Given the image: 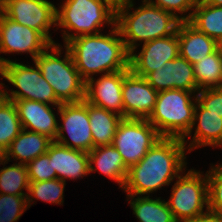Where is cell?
<instances>
[{"label":"cell","instance_id":"obj_1","mask_svg":"<svg viewBox=\"0 0 222 222\" xmlns=\"http://www.w3.org/2000/svg\"><path fill=\"white\" fill-rule=\"evenodd\" d=\"M186 144L179 138L162 137L135 165L128 169L124 187L127 195H149L177 179L186 166ZM175 177V178H174Z\"/></svg>","mask_w":222,"mask_h":222},{"label":"cell","instance_id":"obj_2","mask_svg":"<svg viewBox=\"0 0 222 222\" xmlns=\"http://www.w3.org/2000/svg\"><path fill=\"white\" fill-rule=\"evenodd\" d=\"M109 34L82 35L64 45L85 82L95 73L107 74L130 69V53L116 25Z\"/></svg>","mask_w":222,"mask_h":222},{"label":"cell","instance_id":"obj_3","mask_svg":"<svg viewBox=\"0 0 222 222\" xmlns=\"http://www.w3.org/2000/svg\"><path fill=\"white\" fill-rule=\"evenodd\" d=\"M133 5V0H127L116 7L115 25L129 53L135 51L137 41L144 44L177 33L181 20L174 14L144 0L140 7L130 13Z\"/></svg>","mask_w":222,"mask_h":222},{"label":"cell","instance_id":"obj_4","mask_svg":"<svg viewBox=\"0 0 222 222\" xmlns=\"http://www.w3.org/2000/svg\"><path fill=\"white\" fill-rule=\"evenodd\" d=\"M48 49L51 52H48ZM60 44H51L34 59L42 76L52 86L57 100L62 103H76L85 99L86 82L81 78L71 53L65 47L63 59Z\"/></svg>","mask_w":222,"mask_h":222},{"label":"cell","instance_id":"obj_5","mask_svg":"<svg viewBox=\"0 0 222 222\" xmlns=\"http://www.w3.org/2000/svg\"><path fill=\"white\" fill-rule=\"evenodd\" d=\"M62 4L56 9V26L76 31H63L65 44L82 35L100 33L104 23L115 25L116 7L107 0H65Z\"/></svg>","mask_w":222,"mask_h":222},{"label":"cell","instance_id":"obj_6","mask_svg":"<svg viewBox=\"0 0 222 222\" xmlns=\"http://www.w3.org/2000/svg\"><path fill=\"white\" fill-rule=\"evenodd\" d=\"M189 92L168 89L158 92L154 110L147 119L161 137L183 139L191 130L196 104Z\"/></svg>","mask_w":222,"mask_h":222},{"label":"cell","instance_id":"obj_7","mask_svg":"<svg viewBox=\"0 0 222 222\" xmlns=\"http://www.w3.org/2000/svg\"><path fill=\"white\" fill-rule=\"evenodd\" d=\"M0 75L14 85L18 90H11L10 94L0 83V93L11 101L27 99L39 101L45 104H52L58 107L61 103L57 100L52 86L42 76L40 69L35 63V67L17 63L9 60L0 66Z\"/></svg>","mask_w":222,"mask_h":222},{"label":"cell","instance_id":"obj_8","mask_svg":"<svg viewBox=\"0 0 222 222\" xmlns=\"http://www.w3.org/2000/svg\"><path fill=\"white\" fill-rule=\"evenodd\" d=\"M195 170L188 171L184 176H178V180L172 187V194L168 207L177 222H184L201 215L206 205L208 208V178H204Z\"/></svg>","mask_w":222,"mask_h":222},{"label":"cell","instance_id":"obj_9","mask_svg":"<svg viewBox=\"0 0 222 222\" xmlns=\"http://www.w3.org/2000/svg\"><path fill=\"white\" fill-rule=\"evenodd\" d=\"M162 137L147 119L123 118L114 136L113 146L129 169L137 164Z\"/></svg>","mask_w":222,"mask_h":222},{"label":"cell","instance_id":"obj_10","mask_svg":"<svg viewBox=\"0 0 222 222\" xmlns=\"http://www.w3.org/2000/svg\"><path fill=\"white\" fill-rule=\"evenodd\" d=\"M63 124L58 125L55 142L72 149L90 152L93 139L88 116V102L62 103L57 107ZM67 131V132H66ZM68 133L69 141L64 135Z\"/></svg>","mask_w":222,"mask_h":222},{"label":"cell","instance_id":"obj_11","mask_svg":"<svg viewBox=\"0 0 222 222\" xmlns=\"http://www.w3.org/2000/svg\"><path fill=\"white\" fill-rule=\"evenodd\" d=\"M56 9L48 0H8L4 14L31 29L38 31L50 44H55L49 30L56 26Z\"/></svg>","mask_w":222,"mask_h":222},{"label":"cell","instance_id":"obj_12","mask_svg":"<svg viewBox=\"0 0 222 222\" xmlns=\"http://www.w3.org/2000/svg\"><path fill=\"white\" fill-rule=\"evenodd\" d=\"M51 44L36 30L0 15V53H30L34 60Z\"/></svg>","mask_w":222,"mask_h":222},{"label":"cell","instance_id":"obj_13","mask_svg":"<svg viewBox=\"0 0 222 222\" xmlns=\"http://www.w3.org/2000/svg\"><path fill=\"white\" fill-rule=\"evenodd\" d=\"M142 47L138 55L130 53L129 68L134 74L146 77L179 55V38L176 33L146 42Z\"/></svg>","mask_w":222,"mask_h":222},{"label":"cell","instance_id":"obj_14","mask_svg":"<svg viewBox=\"0 0 222 222\" xmlns=\"http://www.w3.org/2000/svg\"><path fill=\"white\" fill-rule=\"evenodd\" d=\"M158 92L145 77L124 70L122 98L124 118L148 119L156 104Z\"/></svg>","mask_w":222,"mask_h":222},{"label":"cell","instance_id":"obj_15","mask_svg":"<svg viewBox=\"0 0 222 222\" xmlns=\"http://www.w3.org/2000/svg\"><path fill=\"white\" fill-rule=\"evenodd\" d=\"M123 79L124 70L102 74L96 81L93 77L90 78L85 86V100L124 118Z\"/></svg>","mask_w":222,"mask_h":222},{"label":"cell","instance_id":"obj_16","mask_svg":"<svg viewBox=\"0 0 222 222\" xmlns=\"http://www.w3.org/2000/svg\"><path fill=\"white\" fill-rule=\"evenodd\" d=\"M145 78L157 92L168 89H181L195 93L199 91L193 65L180 55L174 60L167 61L164 67L154 70Z\"/></svg>","mask_w":222,"mask_h":222},{"label":"cell","instance_id":"obj_17","mask_svg":"<svg viewBox=\"0 0 222 222\" xmlns=\"http://www.w3.org/2000/svg\"><path fill=\"white\" fill-rule=\"evenodd\" d=\"M13 102L23 129L27 130L30 127V131L45 135L55 141L59 124L50 105L27 99Z\"/></svg>","mask_w":222,"mask_h":222},{"label":"cell","instance_id":"obj_18","mask_svg":"<svg viewBox=\"0 0 222 222\" xmlns=\"http://www.w3.org/2000/svg\"><path fill=\"white\" fill-rule=\"evenodd\" d=\"M47 154L57 178L64 182L66 179L74 180L90 173L88 152L68 148L53 141Z\"/></svg>","mask_w":222,"mask_h":222},{"label":"cell","instance_id":"obj_19","mask_svg":"<svg viewBox=\"0 0 222 222\" xmlns=\"http://www.w3.org/2000/svg\"><path fill=\"white\" fill-rule=\"evenodd\" d=\"M193 100L196 103L194 109L193 123L189 133L182 139L184 143H187L186 137H190L192 129H194L193 127H195L196 123L198 124L195 128L193 139L188 145V151L191 152L195 148L207 145L222 147V117H220V115L209 112V110L204 109L197 102L196 96Z\"/></svg>","mask_w":222,"mask_h":222},{"label":"cell","instance_id":"obj_20","mask_svg":"<svg viewBox=\"0 0 222 222\" xmlns=\"http://www.w3.org/2000/svg\"><path fill=\"white\" fill-rule=\"evenodd\" d=\"M177 35L179 55L192 65L219 48L217 41L199 31L189 21H181Z\"/></svg>","mask_w":222,"mask_h":222},{"label":"cell","instance_id":"obj_21","mask_svg":"<svg viewBox=\"0 0 222 222\" xmlns=\"http://www.w3.org/2000/svg\"><path fill=\"white\" fill-rule=\"evenodd\" d=\"M52 142L45 135L23 129L4 152V158L9 161L13 157L14 160L19 159L20 164L27 165L33 159L47 153Z\"/></svg>","mask_w":222,"mask_h":222},{"label":"cell","instance_id":"obj_22","mask_svg":"<svg viewBox=\"0 0 222 222\" xmlns=\"http://www.w3.org/2000/svg\"><path fill=\"white\" fill-rule=\"evenodd\" d=\"M88 156L90 172H96L98 169L100 173L119 183V188L124 187L128 168L113 145L95 147L88 152ZM92 164L96 165L97 168L92 166Z\"/></svg>","mask_w":222,"mask_h":222},{"label":"cell","instance_id":"obj_23","mask_svg":"<svg viewBox=\"0 0 222 222\" xmlns=\"http://www.w3.org/2000/svg\"><path fill=\"white\" fill-rule=\"evenodd\" d=\"M88 116L93 148L112 145L116 130L123 117L90 103H88Z\"/></svg>","mask_w":222,"mask_h":222},{"label":"cell","instance_id":"obj_24","mask_svg":"<svg viewBox=\"0 0 222 222\" xmlns=\"http://www.w3.org/2000/svg\"><path fill=\"white\" fill-rule=\"evenodd\" d=\"M183 21H189L199 31L218 43L222 41V7L213 6L198 0L194 10Z\"/></svg>","mask_w":222,"mask_h":222},{"label":"cell","instance_id":"obj_25","mask_svg":"<svg viewBox=\"0 0 222 222\" xmlns=\"http://www.w3.org/2000/svg\"><path fill=\"white\" fill-rule=\"evenodd\" d=\"M133 213L140 222H177L166 201L149 196L127 195Z\"/></svg>","mask_w":222,"mask_h":222},{"label":"cell","instance_id":"obj_26","mask_svg":"<svg viewBox=\"0 0 222 222\" xmlns=\"http://www.w3.org/2000/svg\"><path fill=\"white\" fill-rule=\"evenodd\" d=\"M198 90L222 87V51L220 47L193 65Z\"/></svg>","mask_w":222,"mask_h":222},{"label":"cell","instance_id":"obj_27","mask_svg":"<svg viewBox=\"0 0 222 222\" xmlns=\"http://www.w3.org/2000/svg\"><path fill=\"white\" fill-rule=\"evenodd\" d=\"M23 130L13 101L0 96V151L5 152Z\"/></svg>","mask_w":222,"mask_h":222},{"label":"cell","instance_id":"obj_28","mask_svg":"<svg viewBox=\"0 0 222 222\" xmlns=\"http://www.w3.org/2000/svg\"><path fill=\"white\" fill-rule=\"evenodd\" d=\"M28 171L25 164L15 163L0 169V193L12 195H28ZM27 193L22 192V189Z\"/></svg>","mask_w":222,"mask_h":222},{"label":"cell","instance_id":"obj_29","mask_svg":"<svg viewBox=\"0 0 222 222\" xmlns=\"http://www.w3.org/2000/svg\"><path fill=\"white\" fill-rule=\"evenodd\" d=\"M64 181L56 178L45 181H30L27 195L28 207L33 199L59 204L63 203V193L65 189Z\"/></svg>","mask_w":222,"mask_h":222},{"label":"cell","instance_id":"obj_30","mask_svg":"<svg viewBox=\"0 0 222 222\" xmlns=\"http://www.w3.org/2000/svg\"><path fill=\"white\" fill-rule=\"evenodd\" d=\"M27 208V195L0 193V222H17Z\"/></svg>","mask_w":222,"mask_h":222},{"label":"cell","instance_id":"obj_31","mask_svg":"<svg viewBox=\"0 0 222 222\" xmlns=\"http://www.w3.org/2000/svg\"><path fill=\"white\" fill-rule=\"evenodd\" d=\"M208 209L222 216V164L207 172Z\"/></svg>","mask_w":222,"mask_h":222},{"label":"cell","instance_id":"obj_32","mask_svg":"<svg viewBox=\"0 0 222 222\" xmlns=\"http://www.w3.org/2000/svg\"><path fill=\"white\" fill-rule=\"evenodd\" d=\"M29 181H45L57 178L55 169L53 168L47 153L33 159L27 165Z\"/></svg>","mask_w":222,"mask_h":222},{"label":"cell","instance_id":"obj_33","mask_svg":"<svg viewBox=\"0 0 222 222\" xmlns=\"http://www.w3.org/2000/svg\"><path fill=\"white\" fill-rule=\"evenodd\" d=\"M196 98L204 109L222 117V87L201 89Z\"/></svg>","mask_w":222,"mask_h":222},{"label":"cell","instance_id":"obj_34","mask_svg":"<svg viewBox=\"0 0 222 222\" xmlns=\"http://www.w3.org/2000/svg\"><path fill=\"white\" fill-rule=\"evenodd\" d=\"M146 3L157 6L167 12L174 14L181 21H183L182 16H178L179 14L186 13L189 10H194L197 5L198 0H144Z\"/></svg>","mask_w":222,"mask_h":222},{"label":"cell","instance_id":"obj_35","mask_svg":"<svg viewBox=\"0 0 222 222\" xmlns=\"http://www.w3.org/2000/svg\"><path fill=\"white\" fill-rule=\"evenodd\" d=\"M184 222H222V216L206 208V211L201 215Z\"/></svg>","mask_w":222,"mask_h":222},{"label":"cell","instance_id":"obj_36","mask_svg":"<svg viewBox=\"0 0 222 222\" xmlns=\"http://www.w3.org/2000/svg\"><path fill=\"white\" fill-rule=\"evenodd\" d=\"M203 1L209 5L222 7V0H203Z\"/></svg>","mask_w":222,"mask_h":222},{"label":"cell","instance_id":"obj_37","mask_svg":"<svg viewBox=\"0 0 222 222\" xmlns=\"http://www.w3.org/2000/svg\"><path fill=\"white\" fill-rule=\"evenodd\" d=\"M8 0H0V15L6 10Z\"/></svg>","mask_w":222,"mask_h":222},{"label":"cell","instance_id":"obj_38","mask_svg":"<svg viewBox=\"0 0 222 222\" xmlns=\"http://www.w3.org/2000/svg\"><path fill=\"white\" fill-rule=\"evenodd\" d=\"M110 2L113 6L118 7L122 4H124L127 0H107Z\"/></svg>","mask_w":222,"mask_h":222},{"label":"cell","instance_id":"obj_39","mask_svg":"<svg viewBox=\"0 0 222 222\" xmlns=\"http://www.w3.org/2000/svg\"><path fill=\"white\" fill-rule=\"evenodd\" d=\"M6 163H8V162L4 158V153L0 151V164L5 165Z\"/></svg>","mask_w":222,"mask_h":222},{"label":"cell","instance_id":"obj_40","mask_svg":"<svg viewBox=\"0 0 222 222\" xmlns=\"http://www.w3.org/2000/svg\"><path fill=\"white\" fill-rule=\"evenodd\" d=\"M8 62H9L8 59L1 58V57H0V66L3 65V64H5V63H8Z\"/></svg>","mask_w":222,"mask_h":222},{"label":"cell","instance_id":"obj_41","mask_svg":"<svg viewBox=\"0 0 222 222\" xmlns=\"http://www.w3.org/2000/svg\"><path fill=\"white\" fill-rule=\"evenodd\" d=\"M219 47H220V49L222 51V41L219 43Z\"/></svg>","mask_w":222,"mask_h":222}]
</instances>
